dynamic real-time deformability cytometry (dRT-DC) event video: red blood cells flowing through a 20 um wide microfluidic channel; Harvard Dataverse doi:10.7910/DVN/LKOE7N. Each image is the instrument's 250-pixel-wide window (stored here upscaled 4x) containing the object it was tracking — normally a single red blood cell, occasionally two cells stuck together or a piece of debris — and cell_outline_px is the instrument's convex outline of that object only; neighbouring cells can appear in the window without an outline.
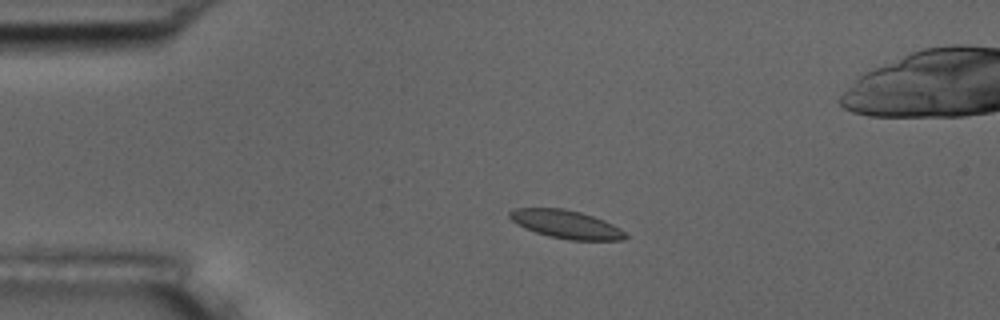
{"species": "common noctule bat (a hibernating species)", "species_latin": "Nyctalus noctula", "temperature_condition": "room temperature", "stored_images_in_passage": 5, "camera_frame_rate_fps": 3000, "um_per_image_px": 0.085, "animal": {"sex": "male", "body_mass_g": 17.5, "forearm_length_mm": 52.3}, "frame": {"image": 1, "passage_image": 3, "time_ms": 2.333, "image_size_px": [1000, 320], "cell_outline_px": [[628, 236], [624, 240], [568, 240], [548, 236], [524, 228], [516, 224], [508, 216], [508, 212], [516, 208], [564, 208], [580, 212], [604, 220], [620, 228]], "centroid_in_image_um": [48.1, 19.07], "position_along_channel_um": 36.9, "area_um2": 19.07}}